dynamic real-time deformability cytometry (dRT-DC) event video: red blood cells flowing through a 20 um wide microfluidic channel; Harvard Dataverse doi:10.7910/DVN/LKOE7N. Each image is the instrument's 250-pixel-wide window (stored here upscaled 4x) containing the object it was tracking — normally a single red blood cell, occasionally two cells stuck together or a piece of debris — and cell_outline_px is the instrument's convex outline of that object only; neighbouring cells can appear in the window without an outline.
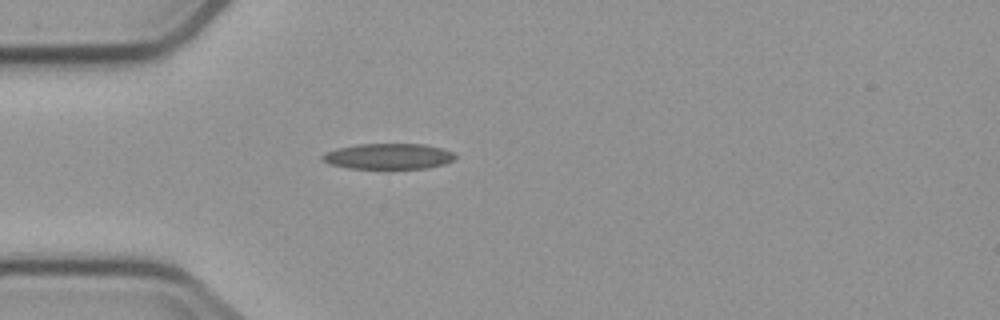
{"species": "common noctule bat (a hibernating species)", "species_latin": "Nyctalus noctula", "temperature_condition": "cold", "stored_images_in_passage": 1, "camera_frame_rate_fps": 3000, "um_per_image_px": 0.085, "animal": {"sex": "male", "body_mass_g": 23.1, "forearm_length_mm": 52.7}, "frame": {"image": 1, "passage_image": 1, "time_ms": 0.0, "image_size_px": [1000, 320], "cell_outline_px": [[456, 156], [452, 160], [444, 164], [428, 168], [348, 168], [328, 164], [320, 160], [320, 156], [328, 152], [340, 148], [360, 144], [424, 144], [444, 148], [452, 152]], "centroid_in_image_um": [33.02, 13.29], "position_along_channel_um": 52.0, "area_um2": 19.77}}